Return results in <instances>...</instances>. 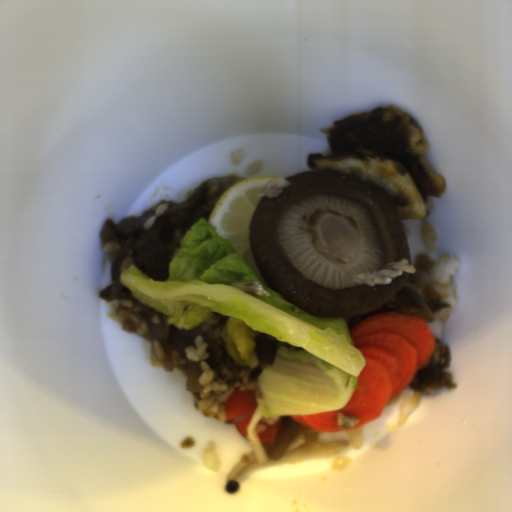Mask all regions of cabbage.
I'll return each instance as SVG.
<instances>
[{
    "mask_svg": "<svg viewBox=\"0 0 512 512\" xmlns=\"http://www.w3.org/2000/svg\"><path fill=\"white\" fill-rule=\"evenodd\" d=\"M204 218L186 230L164 281L136 265L119 280L139 302L165 313L168 324L193 330L214 312L229 316L223 336L231 358L259 365L255 334L267 333L301 350L277 348L257 385L262 417H293L346 407L366 363L354 346L344 317H314L266 288L230 241ZM259 280L270 295L249 294L233 283Z\"/></svg>",
    "mask_w": 512,
    "mask_h": 512,
    "instance_id": "1",
    "label": "cabbage"
}]
</instances>
